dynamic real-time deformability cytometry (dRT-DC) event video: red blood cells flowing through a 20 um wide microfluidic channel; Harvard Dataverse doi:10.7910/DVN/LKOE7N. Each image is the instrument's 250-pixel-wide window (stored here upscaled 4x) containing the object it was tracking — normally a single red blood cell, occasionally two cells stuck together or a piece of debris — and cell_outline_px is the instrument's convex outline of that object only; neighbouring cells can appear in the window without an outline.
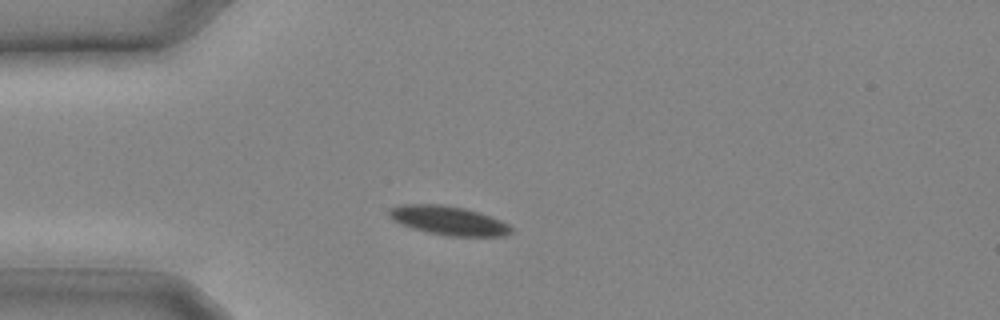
{"species": "common noctule bat (a hibernating species)", "species_latin": "Nyctalus noctula", "temperature_condition": "cold", "stored_images_in_passage": 11, "camera_frame_rate_fps": 3000, "um_per_image_px": 0.085, "animal": {"sex": "male", "body_mass_g": 20.4}, "frame": {"image": 1, "passage_image": 3, "time_ms": 0.667, "image_size_px": [1000, 320], "cell_outline_px": [[512, 232], [504, 236], [448, 236], [428, 232], [412, 228], [400, 224], [388, 216], [388, 208], [400, 204], [440, 204], [464, 208], [500, 220], [508, 224], [512, 228]], "centroid_in_image_um": [38.07, 18.74], "position_along_channel_um": 46.9, "area_um2": 20.52}}
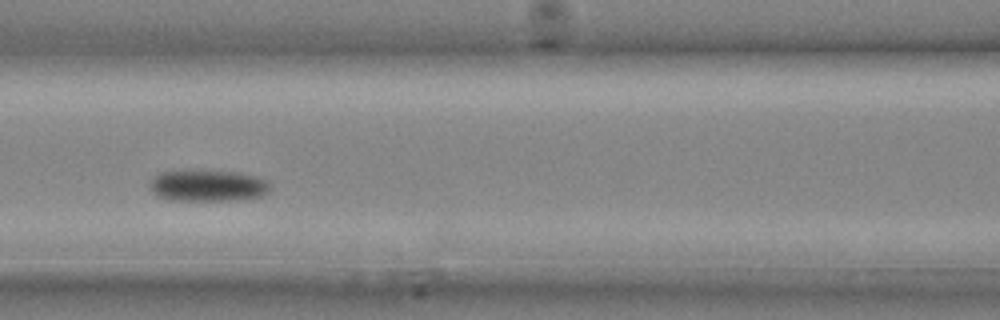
{"frame": {"image": 2, "passage_image": 8, "time_ms": 2.333, "image_size_px": [1000, 320], "cell_outline_px": [[268, 192], [264, 196], [236, 200], [168, 200], [156, 196], [152, 192], [152, 180], [160, 172], [200, 168], [240, 172], [268, 180]], "centroid_in_image_um": [17.67, 15.75], "position_along_channel_um": 148.9, "area_um2": 22.66}}
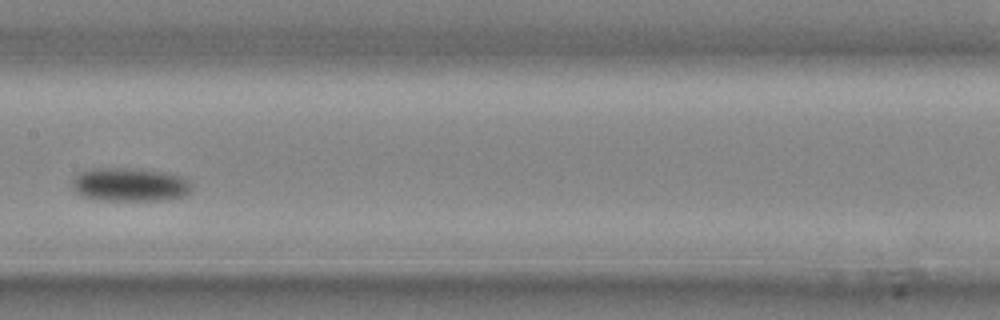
{"frame": {"image": 3, "passage_image": 10, "time_ms": 3.0, "image_size_px": [1000, 320], "cell_outline_px": [[192, 192], [184, 196], [168, 200], [100, 200], [80, 196], [72, 188], [72, 180], [80, 172], [92, 168], [124, 168], [164, 172], [180, 176], [188, 180], [192, 188]], "centroid_in_image_um": [11.03, 15.7], "position_along_channel_um": 196.4, "area_um2": 23.47}}